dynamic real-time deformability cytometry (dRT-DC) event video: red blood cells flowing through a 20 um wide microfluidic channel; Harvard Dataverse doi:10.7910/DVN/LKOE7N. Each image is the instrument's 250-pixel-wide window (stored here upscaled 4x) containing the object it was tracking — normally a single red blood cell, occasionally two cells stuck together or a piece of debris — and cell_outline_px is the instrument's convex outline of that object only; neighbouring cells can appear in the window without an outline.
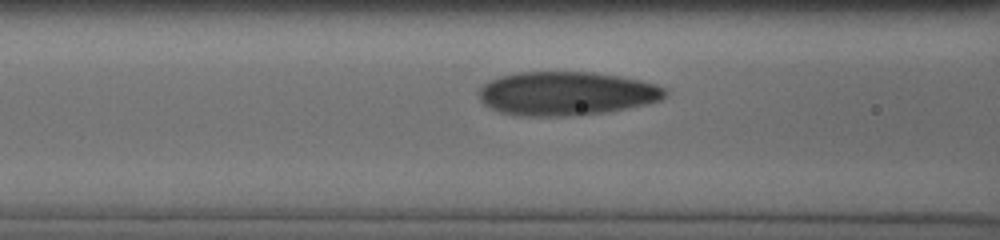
{"species": "human", "species_latin": "Homo sapiens", "temperature_condition": "cold", "stored_images_in_passage": 8, "camera_frame_rate_fps": 3000, "um_per_image_px": 0.085, "donor": {"sex": "male"}, "frame": {"image": 1, "passage_image": 6, "time_ms": 2.0, "image_size_px": [1000, 240], "cell_outline_px": [[668, 92], [660, 100], [644, 104], [604, 112], [564, 116], [528, 116], [500, 112], [484, 104], [480, 100], [480, 88], [488, 80], [500, 76], [516, 72], [592, 72], [620, 76], [640, 80], [656, 84], [664, 88]], "centroid_in_image_um": [48.12, 7.93], "position_along_channel_um": 118.5, "area_um2": 47.16}}